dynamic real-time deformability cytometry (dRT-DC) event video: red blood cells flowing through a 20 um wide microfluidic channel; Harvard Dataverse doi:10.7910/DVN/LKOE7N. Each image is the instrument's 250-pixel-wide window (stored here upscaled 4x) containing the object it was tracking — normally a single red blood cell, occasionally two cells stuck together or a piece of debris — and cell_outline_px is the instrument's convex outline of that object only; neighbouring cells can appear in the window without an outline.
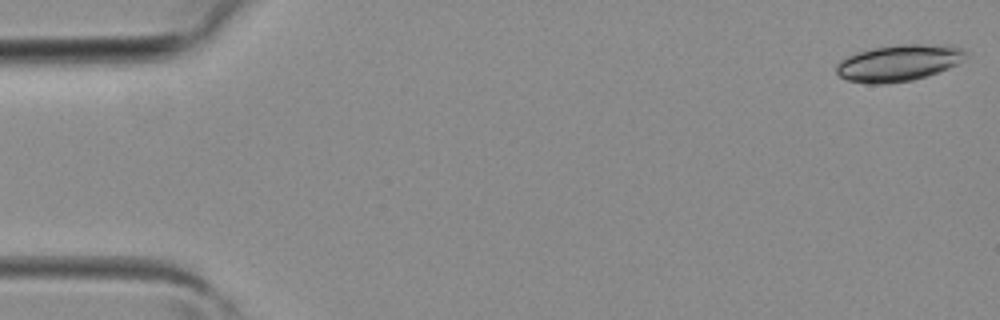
{"species": "common noctule bat (a hibernating species)", "species_latin": "Nyctalus noctula", "temperature_condition": "room temperature", "stored_images_in_passage": 3, "camera_frame_rate_fps": 3000, "um_per_image_px": 0.085, "animal": {"sex": "female", "body_mass_g": 19.3, "forearm_length_mm": 54.1}, "frame": {"image": 1, "passage_image": 1, "time_ms": 0.0, "image_size_px": [1000, 320], "cell_outline_px": [[968, 52], [964, 60], [948, 68], [928, 76], [912, 80], [884, 84], [868, 84], [848, 80], [840, 76], [836, 72], [836, 64], [840, 60], [856, 52], [876, 48], [904, 44], [920, 44], [960, 48]], "centroid_in_image_um": [76.35, 5.37], "position_along_channel_um": 8.6, "area_um2": 27.17}}